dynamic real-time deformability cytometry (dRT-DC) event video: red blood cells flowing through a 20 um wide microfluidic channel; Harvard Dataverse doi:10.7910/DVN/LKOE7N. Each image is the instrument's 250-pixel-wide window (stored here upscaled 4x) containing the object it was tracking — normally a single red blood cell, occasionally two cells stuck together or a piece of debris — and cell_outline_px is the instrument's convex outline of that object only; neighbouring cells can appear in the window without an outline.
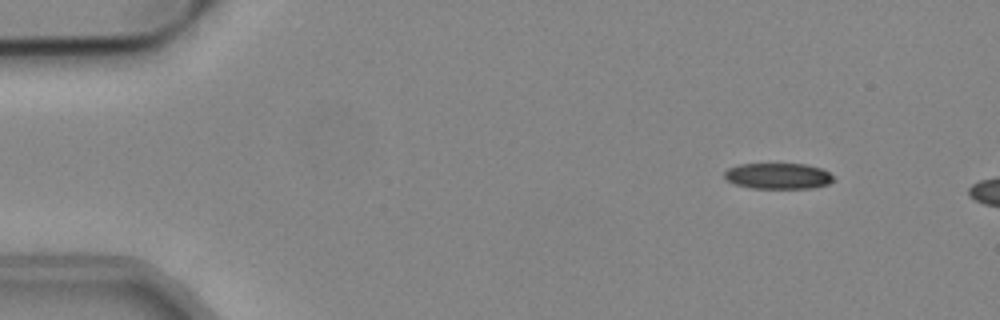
{"species": "common noctule bat (a hibernating species)", "species_latin": "Nyctalus noctula", "temperature_condition": "cold", "stored_images_in_passage": 5, "camera_frame_rate_fps": 3000, "um_per_image_px": 0.085, "animal": {"sex": "male", "body_mass_g": 19.2, "forearm_length_mm": 51.8}, "frame": {"image": 1, "passage_image": 1, "time_ms": 0.0, "image_size_px": [1000, 320], "cell_outline_px": [[832, 180], [828, 184], [812, 188], [752, 188], [736, 184], [728, 180], [724, 176], [724, 172], [728, 168], [740, 164], [804, 164], [820, 168], [828, 172], [832, 176]], "centroid_in_image_um": [66.12, 14.96], "position_along_channel_um": 18.9, "area_um2": 16.24}}